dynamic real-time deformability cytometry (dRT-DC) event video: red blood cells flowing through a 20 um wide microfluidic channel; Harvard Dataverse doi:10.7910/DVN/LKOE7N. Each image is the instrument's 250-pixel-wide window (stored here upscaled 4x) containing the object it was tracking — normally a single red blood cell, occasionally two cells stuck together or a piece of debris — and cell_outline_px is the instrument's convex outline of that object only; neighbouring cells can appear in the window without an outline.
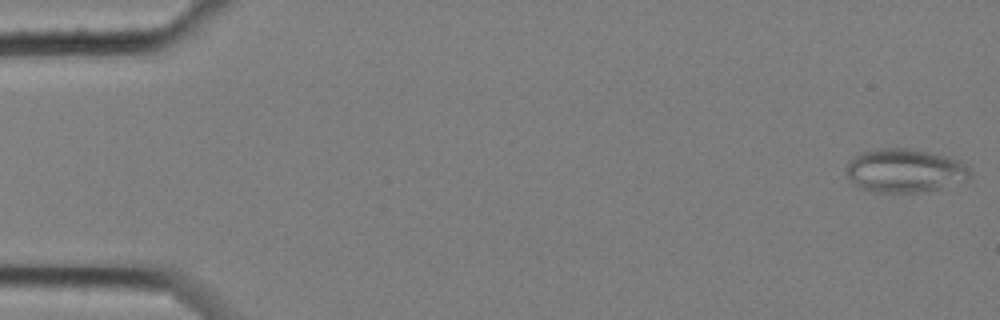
{"species": "common noctule bat (a hibernating species)", "species_latin": "Nyctalus noctula", "temperature_condition": "cold", "stored_images_in_passage": 5, "camera_frame_rate_fps": 3000, "um_per_image_px": 0.085, "animal": {"sex": "female", "body_mass_g": 25.1}, "frame": {"image": 1, "passage_image": 1, "time_ms": 0.0, "image_size_px": [1000, 320], "cell_outline_px": [[972, 176], [968, 180], [936, 188], [916, 192], [876, 192], [860, 188], [852, 184], [844, 168], [848, 160], [860, 152], [880, 148], [908, 148], [948, 156], [960, 160], [968, 168]], "centroid_in_image_um": [76.85, 14.48], "position_along_channel_um": 8.1, "area_um2": 31.56}}